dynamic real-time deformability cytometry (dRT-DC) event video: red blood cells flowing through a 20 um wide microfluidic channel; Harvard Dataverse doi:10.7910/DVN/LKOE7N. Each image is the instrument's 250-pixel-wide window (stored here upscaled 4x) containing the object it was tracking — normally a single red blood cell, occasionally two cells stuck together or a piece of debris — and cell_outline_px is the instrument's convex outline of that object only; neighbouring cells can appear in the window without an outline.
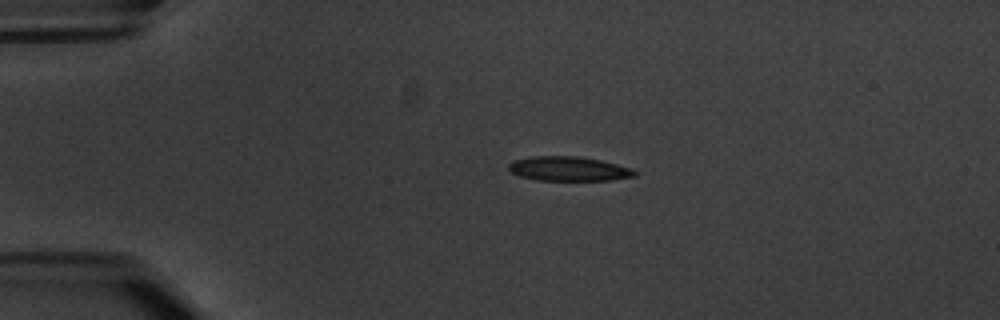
{"species": "common noctule bat (a hibernating species)", "species_latin": "Nyctalus noctula", "temperature_condition": "warm", "stored_images_in_passage": 5, "camera_frame_rate_fps": 3000, "um_per_image_px": 0.085, "animal": {"sex": "male", "body_mass_g": 20.1, "forearm_length_mm": 53.5}, "frame": {"image": 1, "passage_image": 3, "time_ms": 2.333, "image_size_px": [1000, 320], "cell_outline_px": [[636, 176], [612, 180], [536, 180], [520, 176], [512, 172], [508, 168], [508, 164], [516, 160], [532, 156], [576, 156], [600, 160], [632, 168], [636, 172]], "centroid_in_image_um": [48.35, 14.35], "position_along_channel_um": 36.7, "area_um2": 17.8}}